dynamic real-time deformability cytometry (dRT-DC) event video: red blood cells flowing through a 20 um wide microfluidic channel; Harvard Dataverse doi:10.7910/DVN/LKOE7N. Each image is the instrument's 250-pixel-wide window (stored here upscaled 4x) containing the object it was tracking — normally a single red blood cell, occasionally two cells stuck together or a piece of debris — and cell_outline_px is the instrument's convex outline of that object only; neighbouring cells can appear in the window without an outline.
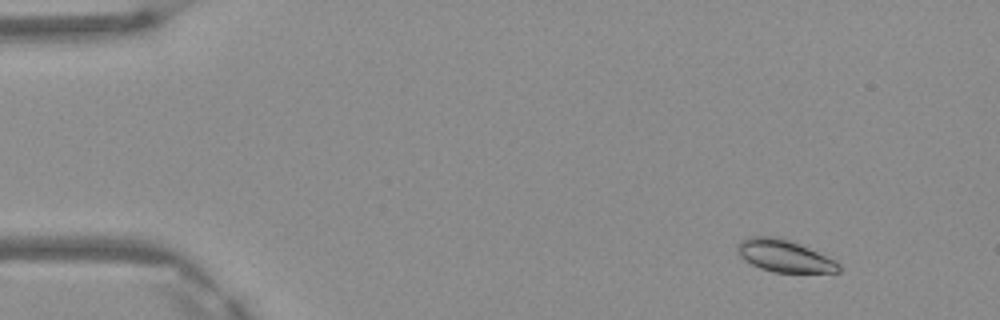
{"species": "Egyptian fruit bat (a non-hibernating species)", "species_latin": "Rousettus aegyptiacus", "temperature_condition": "warm", "stored_images_in_passage": 4, "camera_frame_rate_fps": 3000, "um_per_image_px": 0.085, "frame": {"image": 1, "passage_image": 1, "time_ms": 0.0, "image_size_px": [1000, 320], "cell_outline_px": [[840, 272], [772, 272], [760, 268], [744, 260], [740, 256], [736, 248], [736, 244], [740, 240], [748, 236], [780, 236], [800, 244], [836, 260], [840, 264]], "centroid_in_image_um": [66.64, 21.73], "position_along_channel_um": 18.4, "area_um2": 19.19}}
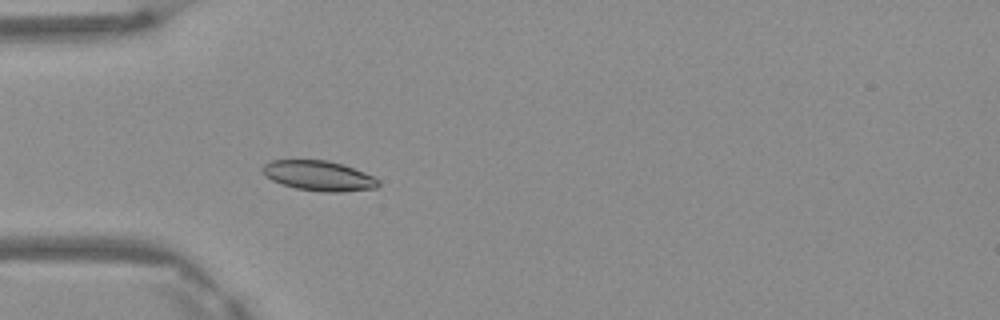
{"frame": {"image": 2, "passage_image": 4, "time_ms": 1.0, "image_size_px": [1000, 320], "cell_outline_px": [[380, 184], [376, 188], [344, 192], [320, 192], [296, 188], [280, 184], [272, 180], [260, 168], [268, 160], [328, 160], [344, 164], [364, 172], [380, 180]], "centroid_in_image_um": [27.11, 14.94], "position_along_channel_um": 57.9, "area_um2": 20.46}}